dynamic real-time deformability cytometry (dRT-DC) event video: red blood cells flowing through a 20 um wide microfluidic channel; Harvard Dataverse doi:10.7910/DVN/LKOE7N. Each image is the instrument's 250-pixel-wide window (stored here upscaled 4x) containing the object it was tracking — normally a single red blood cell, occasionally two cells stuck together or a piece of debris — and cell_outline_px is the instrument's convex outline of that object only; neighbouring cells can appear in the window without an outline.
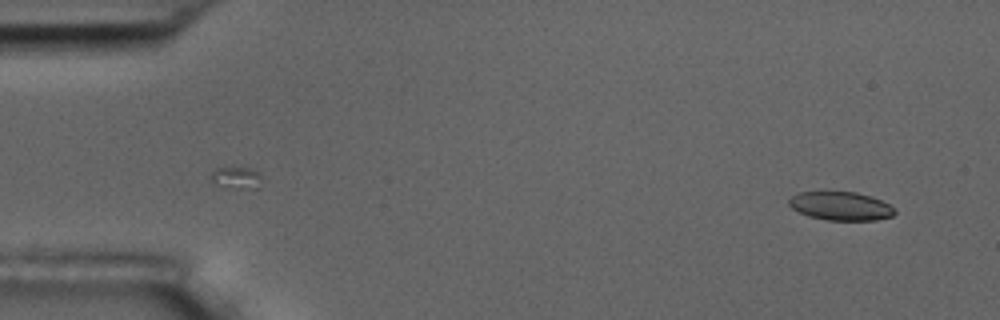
{"species": "common noctule bat (a hibernating species)", "species_latin": "Nyctalus noctula", "temperature_condition": "room temperature", "stored_images_in_passage": 8, "camera_frame_rate_fps": 3000, "um_per_image_px": 0.085, "animal": {"sex": "male", "body_mass_g": 17.5, "forearm_length_mm": 52.3}, "frame": {"image": 1, "passage_image": 1, "time_ms": 0.0, "image_size_px": [1000, 320], "cell_outline_px": [[896, 212], [892, 216], [876, 220], [828, 220], [808, 216], [792, 208], [788, 204], [788, 200], [792, 196], [800, 192], [856, 192], [872, 196], [896, 208]], "centroid_in_image_um": [71.48, 17.51], "position_along_channel_um": 13.5, "area_um2": 17.57}}
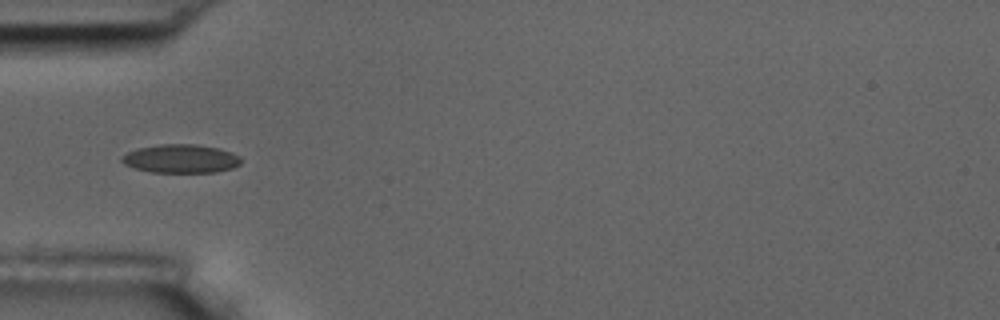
{"frame": {"image": 2, "passage_image": 5, "time_ms": 4.667, "image_size_px": [1000, 320], "cell_outline_px": [[240, 164], [232, 168], [216, 172], [152, 172], [136, 168], [124, 164], [120, 160], [120, 156], [136, 148], [160, 144], [196, 144], [220, 148], [232, 152], [240, 156]], "centroid_in_image_um": [15.37, 13.48], "position_along_channel_um": 69.6, "area_um2": 19.94}}
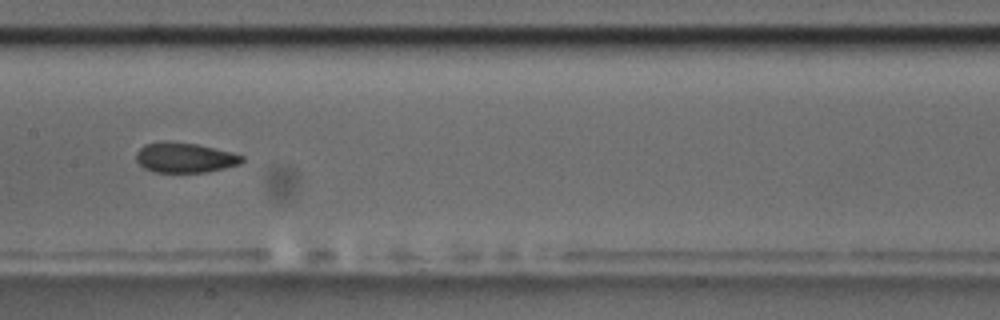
{"frame": {"image": 3, "passage_image": 8, "time_ms": 8.0, "image_size_px": [1000, 320], "cell_outline_px": [[244, 160], [240, 164], [224, 168], [204, 172], [156, 172], [144, 168], [136, 160], [136, 152], [144, 144], [164, 140], [168, 140], [196, 144], [232, 152], [244, 156]], "centroid_in_image_um": [15.69, 13.38], "position_along_channel_um": 191.7, "area_um2": 18.61}}